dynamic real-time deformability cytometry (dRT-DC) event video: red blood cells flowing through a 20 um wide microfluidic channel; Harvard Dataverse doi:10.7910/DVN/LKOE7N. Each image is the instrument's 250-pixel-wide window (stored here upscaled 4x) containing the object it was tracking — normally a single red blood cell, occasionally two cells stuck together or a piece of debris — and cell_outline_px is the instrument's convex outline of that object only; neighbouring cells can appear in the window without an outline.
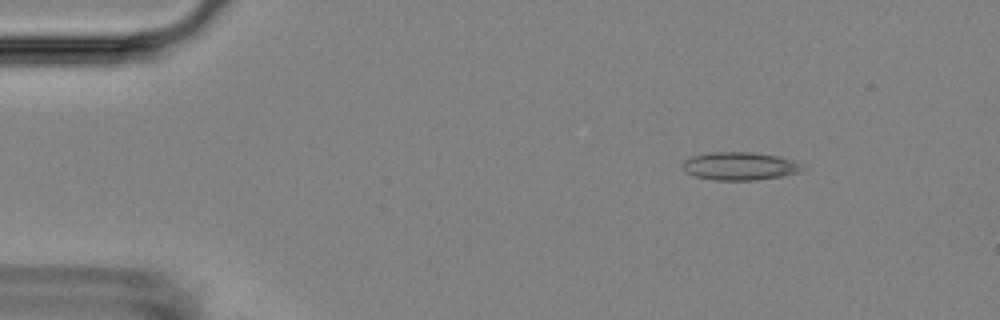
{"species": "Egyptian fruit bat (a non-hibernating species)", "species_latin": "Rousettus aegyptiacus", "temperature_condition": "room temperature", "stored_images_in_passage": 55, "camera_frame_rate_fps": 3000, "um_per_image_px": 0.085, "animal": {"sex": "female"}, "frame": {"image": 1, "passage_image": 8, "time_ms": 2.333, "image_size_px": [1000, 320], "cell_outline_px": [[808, 168], [800, 172], [780, 176], [756, 180], [712, 180], [696, 176], [684, 172], [680, 168], [680, 164], [684, 160], [692, 156], [712, 152], [752, 152], [776, 156], [796, 160], [804, 164]], "centroid_in_image_um": [62.89, 14.12], "position_along_channel_um": 22.1, "area_um2": 19.94}}
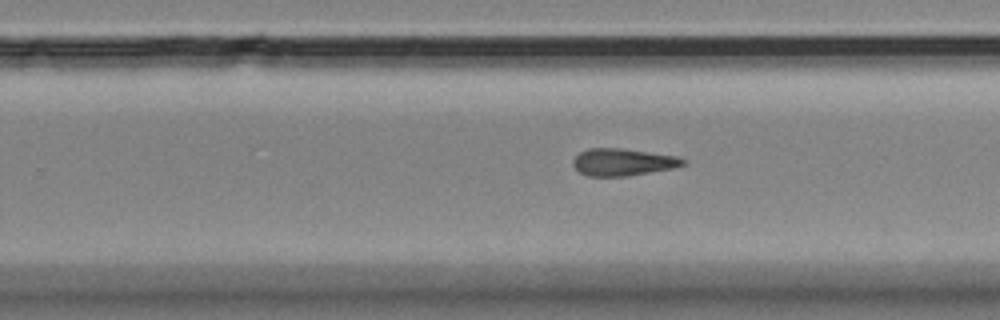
{"frame": {"image": 2, "passage_image": 35, "time_ms": 11.333, "image_size_px": [1000, 320], "cell_outline_px": [[688, 164], [672, 168], [628, 176], [588, 176], [580, 172], [572, 164], [572, 160], [580, 152], [588, 148], [620, 148], [676, 156], [688, 160]], "centroid_in_image_um": [52.96, 13.78], "position_along_channel_um": 276.8, "area_um2": 17.4}}
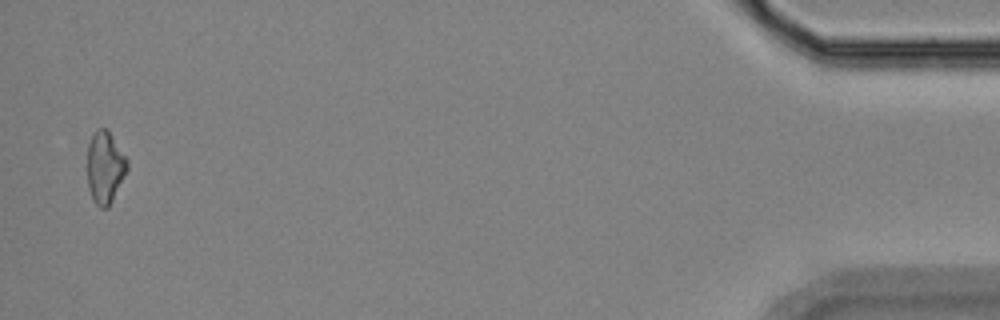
{"frame": {"image": 3, "passage_image": 54, "time_ms": 17.667, "image_size_px": [1000, 320], "cell_outline_px": [[128, 168], [108, 208], [100, 208], [92, 200], [88, 188], [88, 144], [92, 132], [96, 128], [108, 128], [128, 160]], "centroid_in_image_um": [8.92, 14.19], "position_along_channel_um": 426.3, "area_um2": 16.94}}